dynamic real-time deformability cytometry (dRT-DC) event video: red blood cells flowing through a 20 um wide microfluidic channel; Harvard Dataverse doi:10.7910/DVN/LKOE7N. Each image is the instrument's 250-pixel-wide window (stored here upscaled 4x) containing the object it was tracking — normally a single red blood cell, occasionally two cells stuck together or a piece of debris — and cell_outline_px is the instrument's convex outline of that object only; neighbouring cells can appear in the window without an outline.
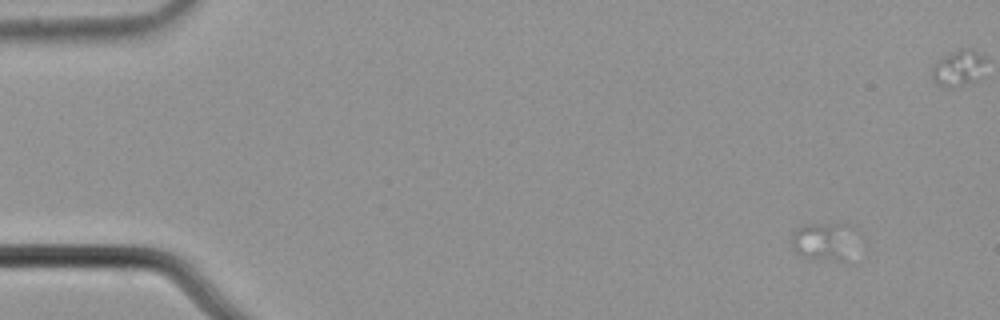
{"species": "common noctule bat (a hibernating species)", "species_latin": "Nyctalus noctula", "temperature_condition": "cold", "stored_images_in_passage": 5, "camera_frame_rate_fps": 3000, "um_per_image_px": 0.085, "animal": {"sex": "male", "body_mass_g": 21.5, "forearm_length_mm": 52.0}, "frame": {"image": 1, "passage_image": 1, "time_ms": 0.0, "image_size_px": [1000, 320], "cell_outline_px": [[860, 232], [848, 264], [804, 256], [796, 252], [792, 248], [792, 232], [796, 228], [812, 224], [856, 224]], "centroid_in_image_um": [70.23, 20.52], "position_along_channel_um": 14.8, "area_um2": 15.49}}